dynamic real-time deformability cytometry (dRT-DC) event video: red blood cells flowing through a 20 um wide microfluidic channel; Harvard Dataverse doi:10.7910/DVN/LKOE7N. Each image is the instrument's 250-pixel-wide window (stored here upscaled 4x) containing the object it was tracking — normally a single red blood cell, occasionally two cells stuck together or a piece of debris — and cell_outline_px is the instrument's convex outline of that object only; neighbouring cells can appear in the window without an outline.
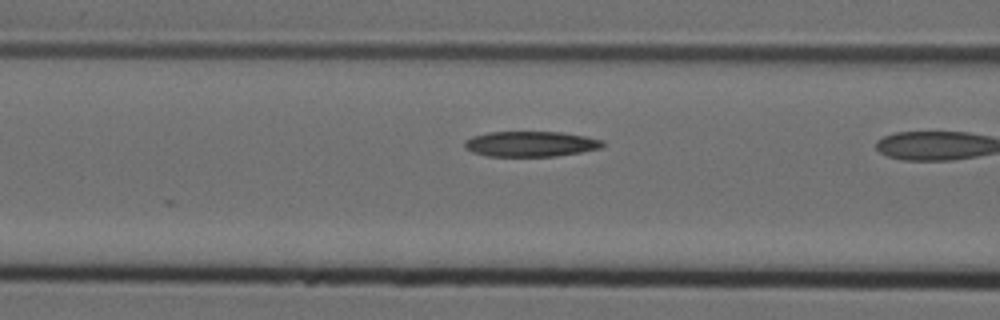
{"species": "Egyptian fruit bat (a non-hibernating species)", "species_latin": "Rousettus aegyptiacus", "temperature_condition": "cold", "stored_images_in_passage": 6, "camera_frame_rate_fps": 3000, "um_per_image_px": 0.085, "animal": {"sex": "female"}, "frame": {"image": 1, "passage_image": 5, "time_ms": 1.333, "image_size_px": [1000, 320], "cell_outline_px": [[604, 144], [600, 148], [580, 152], [556, 156], [488, 156], [472, 152], [464, 148], [464, 140], [472, 136], [488, 132], [560, 132], [584, 136], [604, 140]], "centroid_in_image_um": [45.07, 12.23], "position_along_channel_um": 121.5, "area_um2": 20.4}}